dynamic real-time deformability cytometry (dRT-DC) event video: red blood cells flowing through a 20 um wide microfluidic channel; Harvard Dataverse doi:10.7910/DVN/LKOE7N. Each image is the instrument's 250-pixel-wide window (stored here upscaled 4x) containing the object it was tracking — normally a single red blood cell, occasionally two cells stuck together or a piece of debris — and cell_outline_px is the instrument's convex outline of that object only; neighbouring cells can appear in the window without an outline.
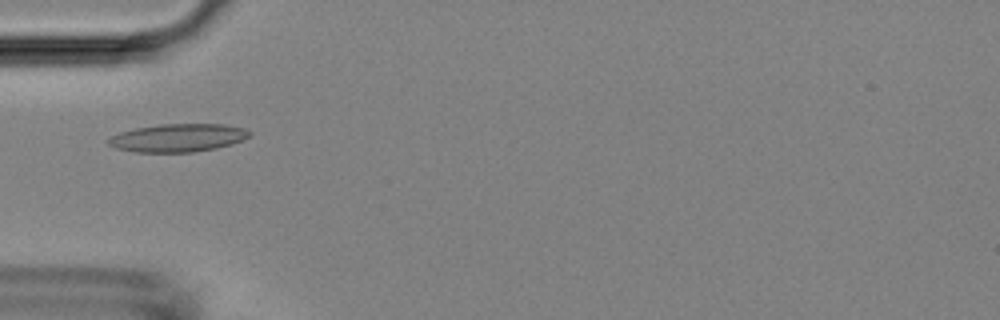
{"species": "Egyptian fruit bat (a non-hibernating species)", "species_latin": "Rousettus aegyptiacus", "temperature_condition": "room temperature", "stored_images_in_passage": 5, "camera_frame_rate_fps": 3000, "um_per_image_px": 0.085, "animal": {"sex": "female"}, "frame": {"image": 1, "passage_image": 4, "time_ms": 4.333, "image_size_px": [1000, 320], "cell_outline_px": [[252, 136], [232, 144], [216, 148], [192, 152], [136, 152], [116, 148], [108, 144], [108, 140], [112, 136], [120, 132], [136, 128], [160, 124], [224, 124], [244, 128], [252, 132]], "centroid_in_image_um": [15.17, 11.71], "position_along_channel_um": 69.8, "area_um2": 23.06}}
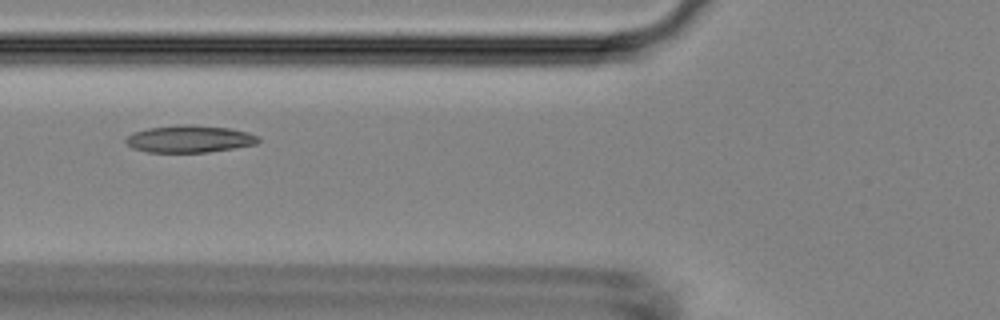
{"frame": {"image": 2, "passage_image": 5, "time_ms": 5.333, "image_size_px": [1000, 320], "cell_outline_px": [[260, 140], [256, 144], [208, 152], [148, 152], [132, 148], [124, 140], [132, 132], [148, 128], [176, 124], [192, 124], [228, 128], [248, 132], [256, 136]], "centroid_in_image_um": [16.07, 11.8], "position_along_channel_um": 109.7, "area_um2": 20.98}}